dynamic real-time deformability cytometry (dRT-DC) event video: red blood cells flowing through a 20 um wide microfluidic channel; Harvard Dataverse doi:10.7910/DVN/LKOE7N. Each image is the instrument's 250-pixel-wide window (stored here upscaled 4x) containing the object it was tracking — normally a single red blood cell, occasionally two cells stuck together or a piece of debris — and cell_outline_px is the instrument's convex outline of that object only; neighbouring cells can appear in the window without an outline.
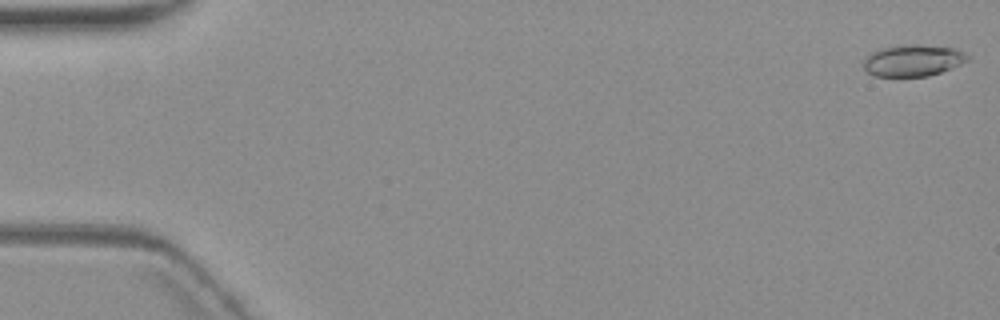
{"species": "common noctule bat (a hibernating species)", "species_latin": "Nyctalus noctula", "temperature_condition": "warm", "stored_images_in_passage": 6, "camera_frame_rate_fps": 3000, "um_per_image_px": 0.085, "animal": {"sex": "female", "body_mass_g": 19.3, "forearm_length_mm": 54.1}, "frame": {"image": 1, "passage_image": 1, "time_ms": 0.0, "image_size_px": [1000, 320], "cell_outline_px": [[972, 56], [968, 60], [960, 64], [940, 72], [928, 76], [872, 76], [864, 68], [864, 60], [872, 52], [880, 48], [908, 44], [916, 44], [952, 48], [964, 52]], "centroid_in_image_um": [77.61, 5.14], "position_along_channel_um": 7.4, "area_um2": 19.02}}
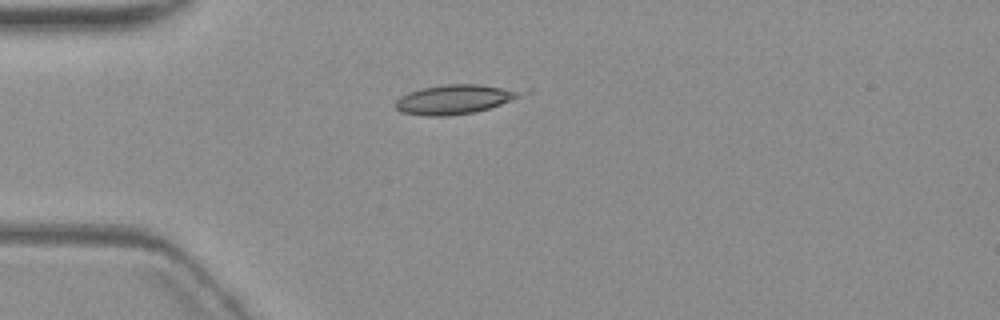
{"frame": {"image": 2, "passage_image": 5, "time_ms": 5.0, "image_size_px": [1000, 320], "cell_outline_px": [[532, 92], [500, 104], [476, 112], [444, 116], [424, 116], [400, 112], [396, 108], [396, 100], [400, 96], [408, 92], [420, 88], [448, 84], [480, 84], [528, 88]], "centroid_in_image_um": [38.78, 8.41], "position_along_channel_um": 46.2, "area_um2": 22.14}}